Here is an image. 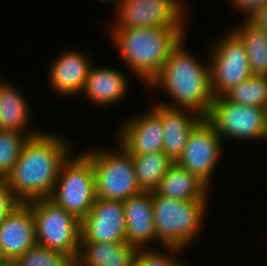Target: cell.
<instances>
[{"mask_svg": "<svg viewBox=\"0 0 267 266\" xmlns=\"http://www.w3.org/2000/svg\"><path fill=\"white\" fill-rule=\"evenodd\" d=\"M27 203L35 221L37 244L64 253L76 262L81 244V221L49 198Z\"/></svg>", "mask_w": 267, "mask_h": 266, "instance_id": "7", "label": "cell"}, {"mask_svg": "<svg viewBox=\"0 0 267 266\" xmlns=\"http://www.w3.org/2000/svg\"><path fill=\"white\" fill-rule=\"evenodd\" d=\"M209 200H177L152 191L156 241L163 247L189 248L200 235Z\"/></svg>", "mask_w": 267, "mask_h": 266, "instance_id": "4", "label": "cell"}, {"mask_svg": "<svg viewBox=\"0 0 267 266\" xmlns=\"http://www.w3.org/2000/svg\"><path fill=\"white\" fill-rule=\"evenodd\" d=\"M126 242L139 249H153L156 242L152 191H142L123 201ZM151 244V245H149Z\"/></svg>", "mask_w": 267, "mask_h": 266, "instance_id": "16", "label": "cell"}, {"mask_svg": "<svg viewBox=\"0 0 267 266\" xmlns=\"http://www.w3.org/2000/svg\"><path fill=\"white\" fill-rule=\"evenodd\" d=\"M3 266H16L14 261H8L5 265Z\"/></svg>", "mask_w": 267, "mask_h": 266, "instance_id": "33", "label": "cell"}, {"mask_svg": "<svg viewBox=\"0 0 267 266\" xmlns=\"http://www.w3.org/2000/svg\"><path fill=\"white\" fill-rule=\"evenodd\" d=\"M209 63L211 88L214 97L223 96L231 88L252 76L244 43L229 30L210 44Z\"/></svg>", "mask_w": 267, "mask_h": 266, "instance_id": "8", "label": "cell"}, {"mask_svg": "<svg viewBox=\"0 0 267 266\" xmlns=\"http://www.w3.org/2000/svg\"><path fill=\"white\" fill-rule=\"evenodd\" d=\"M182 0H123L108 28L186 27Z\"/></svg>", "mask_w": 267, "mask_h": 266, "instance_id": "10", "label": "cell"}, {"mask_svg": "<svg viewBox=\"0 0 267 266\" xmlns=\"http://www.w3.org/2000/svg\"><path fill=\"white\" fill-rule=\"evenodd\" d=\"M117 145L115 151L106 147L82 151L92 162L97 198L124 201L143 191L137 183L132 155Z\"/></svg>", "mask_w": 267, "mask_h": 266, "instance_id": "5", "label": "cell"}, {"mask_svg": "<svg viewBox=\"0 0 267 266\" xmlns=\"http://www.w3.org/2000/svg\"><path fill=\"white\" fill-rule=\"evenodd\" d=\"M81 242H126L123 201L97 198L81 221Z\"/></svg>", "mask_w": 267, "mask_h": 266, "instance_id": "12", "label": "cell"}, {"mask_svg": "<svg viewBox=\"0 0 267 266\" xmlns=\"http://www.w3.org/2000/svg\"><path fill=\"white\" fill-rule=\"evenodd\" d=\"M137 251L127 242H81L75 266H134Z\"/></svg>", "mask_w": 267, "mask_h": 266, "instance_id": "21", "label": "cell"}, {"mask_svg": "<svg viewBox=\"0 0 267 266\" xmlns=\"http://www.w3.org/2000/svg\"><path fill=\"white\" fill-rule=\"evenodd\" d=\"M232 31L244 43L252 75L267 76V31L257 27L249 19Z\"/></svg>", "mask_w": 267, "mask_h": 266, "instance_id": "22", "label": "cell"}, {"mask_svg": "<svg viewBox=\"0 0 267 266\" xmlns=\"http://www.w3.org/2000/svg\"><path fill=\"white\" fill-rule=\"evenodd\" d=\"M165 251L154 249H139L137 251L134 266H185L180 258L179 252L184 250L175 247H165ZM169 254V255H168Z\"/></svg>", "mask_w": 267, "mask_h": 266, "instance_id": "27", "label": "cell"}, {"mask_svg": "<svg viewBox=\"0 0 267 266\" xmlns=\"http://www.w3.org/2000/svg\"><path fill=\"white\" fill-rule=\"evenodd\" d=\"M151 108L161 117L164 131L163 152L176 162L181 156L192 129L203 119L197 113L153 102Z\"/></svg>", "mask_w": 267, "mask_h": 266, "instance_id": "17", "label": "cell"}, {"mask_svg": "<svg viewBox=\"0 0 267 266\" xmlns=\"http://www.w3.org/2000/svg\"><path fill=\"white\" fill-rule=\"evenodd\" d=\"M187 27L108 28L113 45L144 86L160 73L172 49L186 37Z\"/></svg>", "mask_w": 267, "mask_h": 266, "instance_id": "3", "label": "cell"}, {"mask_svg": "<svg viewBox=\"0 0 267 266\" xmlns=\"http://www.w3.org/2000/svg\"><path fill=\"white\" fill-rule=\"evenodd\" d=\"M223 96L233 103L267 108V76L252 75Z\"/></svg>", "mask_w": 267, "mask_h": 266, "instance_id": "24", "label": "cell"}, {"mask_svg": "<svg viewBox=\"0 0 267 266\" xmlns=\"http://www.w3.org/2000/svg\"><path fill=\"white\" fill-rule=\"evenodd\" d=\"M29 106L26 97L14 84L0 79V130L18 131L29 137L42 132L31 127Z\"/></svg>", "mask_w": 267, "mask_h": 266, "instance_id": "19", "label": "cell"}, {"mask_svg": "<svg viewBox=\"0 0 267 266\" xmlns=\"http://www.w3.org/2000/svg\"><path fill=\"white\" fill-rule=\"evenodd\" d=\"M137 183L143 191H153L174 163L163 151L132 155Z\"/></svg>", "mask_w": 267, "mask_h": 266, "instance_id": "23", "label": "cell"}, {"mask_svg": "<svg viewBox=\"0 0 267 266\" xmlns=\"http://www.w3.org/2000/svg\"><path fill=\"white\" fill-rule=\"evenodd\" d=\"M72 153L61 164L49 199L82 221L97 199L95 174L91 160L83 152L77 156Z\"/></svg>", "mask_w": 267, "mask_h": 266, "instance_id": "6", "label": "cell"}, {"mask_svg": "<svg viewBox=\"0 0 267 266\" xmlns=\"http://www.w3.org/2000/svg\"><path fill=\"white\" fill-rule=\"evenodd\" d=\"M96 1H99L100 3H107V4H113L115 5L114 8L115 10L120 6V3L123 1V0H96Z\"/></svg>", "mask_w": 267, "mask_h": 266, "instance_id": "31", "label": "cell"}, {"mask_svg": "<svg viewBox=\"0 0 267 266\" xmlns=\"http://www.w3.org/2000/svg\"><path fill=\"white\" fill-rule=\"evenodd\" d=\"M88 56L86 51L68 49L51 61L48 78L57 94L63 97L81 94L92 66V60Z\"/></svg>", "mask_w": 267, "mask_h": 266, "instance_id": "14", "label": "cell"}, {"mask_svg": "<svg viewBox=\"0 0 267 266\" xmlns=\"http://www.w3.org/2000/svg\"><path fill=\"white\" fill-rule=\"evenodd\" d=\"M122 71L114 67L94 66L93 63L81 93L96 106L116 105L125 98L129 88L127 74Z\"/></svg>", "mask_w": 267, "mask_h": 266, "instance_id": "18", "label": "cell"}, {"mask_svg": "<svg viewBox=\"0 0 267 266\" xmlns=\"http://www.w3.org/2000/svg\"><path fill=\"white\" fill-rule=\"evenodd\" d=\"M8 262V259L4 256L2 249L0 248V266L5 265Z\"/></svg>", "mask_w": 267, "mask_h": 266, "instance_id": "32", "label": "cell"}, {"mask_svg": "<svg viewBox=\"0 0 267 266\" xmlns=\"http://www.w3.org/2000/svg\"><path fill=\"white\" fill-rule=\"evenodd\" d=\"M257 27L267 31V1L249 18Z\"/></svg>", "mask_w": 267, "mask_h": 266, "instance_id": "30", "label": "cell"}, {"mask_svg": "<svg viewBox=\"0 0 267 266\" xmlns=\"http://www.w3.org/2000/svg\"><path fill=\"white\" fill-rule=\"evenodd\" d=\"M117 142L131 155L163 151L164 131L161 117L150 107L147 113L127 119L115 134Z\"/></svg>", "mask_w": 267, "mask_h": 266, "instance_id": "13", "label": "cell"}, {"mask_svg": "<svg viewBox=\"0 0 267 266\" xmlns=\"http://www.w3.org/2000/svg\"><path fill=\"white\" fill-rule=\"evenodd\" d=\"M223 141L212 125L203 118L191 131L176 163L198 176L211 187L212 176L223 151Z\"/></svg>", "mask_w": 267, "mask_h": 266, "instance_id": "11", "label": "cell"}, {"mask_svg": "<svg viewBox=\"0 0 267 266\" xmlns=\"http://www.w3.org/2000/svg\"><path fill=\"white\" fill-rule=\"evenodd\" d=\"M267 0H230L232 8L249 19ZM236 8V9H235Z\"/></svg>", "mask_w": 267, "mask_h": 266, "instance_id": "29", "label": "cell"}, {"mask_svg": "<svg viewBox=\"0 0 267 266\" xmlns=\"http://www.w3.org/2000/svg\"><path fill=\"white\" fill-rule=\"evenodd\" d=\"M36 244L31 207L28 203H20L0 224V248L8 261H15Z\"/></svg>", "mask_w": 267, "mask_h": 266, "instance_id": "15", "label": "cell"}, {"mask_svg": "<svg viewBox=\"0 0 267 266\" xmlns=\"http://www.w3.org/2000/svg\"><path fill=\"white\" fill-rule=\"evenodd\" d=\"M185 40L183 37L172 49L160 73L145 88L151 92L164 89L172 102L158 103L188 109L205 118L215 99L211 88L209 63L200 61L189 52L185 47Z\"/></svg>", "mask_w": 267, "mask_h": 266, "instance_id": "2", "label": "cell"}, {"mask_svg": "<svg viewBox=\"0 0 267 266\" xmlns=\"http://www.w3.org/2000/svg\"><path fill=\"white\" fill-rule=\"evenodd\" d=\"M28 139L26 133L0 130V180H5L12 171Z\"/></svg>", "mask_w": 267, "mask_h": 266, "instance_id": "25", "label": "cell"}, {"mask_svg": "<svg viewBox=\"0 0 267 266\" xmlns=\"http://www.w3.org/2000/svg\"><path fill=\"white\" fill-rule=\"evenodd\" d=\"M210 187L198 176L174 162L154 191L177 200H209Z\"/></svg>", "mask_w": 267, "mask_h": 266, "instance_id": "20", "label": "cell"}, {"mask_svg": "<svg viewBox=\"0 0 267 266\" xmlns=\"http://www.w3.org/2000/svg\"><path fill=\"white\" fill-rule=\"evenodd\" d=\"M205 119L220 138L267 141L266 108L242 105L216 97Z\"/></svg>", "mask_w": 267, "mask_h": 266, "instance_id": "9", "label": "cell"}, {"mask_svg": "<svg viewBox=\"0 0 267 266\" xmlns=\"http://www.w3.org/2000/svg\"><path fill=\"white\" fill-rule=\"evenodd\" d=\"M70 142L44 130L29 137L4 180L21 203L51 197L59 168L72 152Z\"/></svg>", "mask_w": 267, "mask_h": 266, "instance_id": "1", "label": "cell"}, {"mask_svg": "<svg viewBox=\"0 0 267 266\" xmlns=\"http://www.w3.org/2000/svg\"><path fill=\"white\" fill-rule=\"evenodd\" d=\"M16 266H75V262L64 253L36 244L15 261Z\"/></svg>", "mask_w": 267, "mask_h": 266, "instance_id": "26", "label": "cell"}, {"mask_svg": "<svg viewBox=\"0 0 267 266\" xmlns=\"http://www.w3.org/2000/svg\"><path fill=\"white\" fill-rule=\"evenodd\" d=\"M20 203L9 185L4 180H0V224Z\"/></svg>", "mask_w": 267, "mask_h": 266, "instance_id": "28", "label": "cell"}]
</instances>
